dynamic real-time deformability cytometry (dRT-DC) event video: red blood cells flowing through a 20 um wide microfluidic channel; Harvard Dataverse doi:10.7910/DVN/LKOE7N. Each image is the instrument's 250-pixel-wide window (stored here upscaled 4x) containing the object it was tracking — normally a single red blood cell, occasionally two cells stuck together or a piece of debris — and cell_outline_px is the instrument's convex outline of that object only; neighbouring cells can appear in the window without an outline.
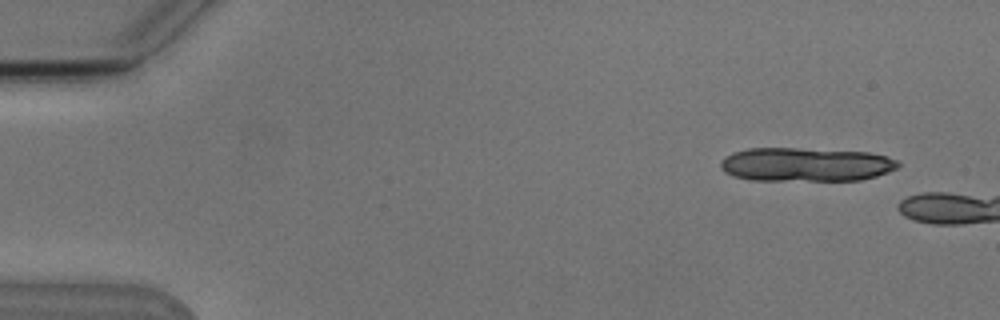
{"species": "Egyptian fruit bat (a non-hibernating species)", "species_latin": "Rousettus aegyptiacus", "temperature_condition": "cold", "stored_images_in_passage": 3, "camera_frame_rate_fps": 3000, "um_per_image_px": 0.085, "animal": {"sex": "male"}, "frame": {"image": 1, "passage_image": 1, "time_ms": 0.0, "image_size_px": [1000, 320], "cell_outline_px": [[900, 164], [896, 168], [888, 172], [876, 176], [860, 180], [752, 180], [732, 176], [724, 172], [720, 168], [720, 160], [724, 156], [732, 152], [748, 148], [796, 148], [868, 152], [888, 156], [896, 160]], "centroid_in_image_um": [68.44, 13.98], "position_along_channel_um": 16.6, "area_um2": 35.2}}